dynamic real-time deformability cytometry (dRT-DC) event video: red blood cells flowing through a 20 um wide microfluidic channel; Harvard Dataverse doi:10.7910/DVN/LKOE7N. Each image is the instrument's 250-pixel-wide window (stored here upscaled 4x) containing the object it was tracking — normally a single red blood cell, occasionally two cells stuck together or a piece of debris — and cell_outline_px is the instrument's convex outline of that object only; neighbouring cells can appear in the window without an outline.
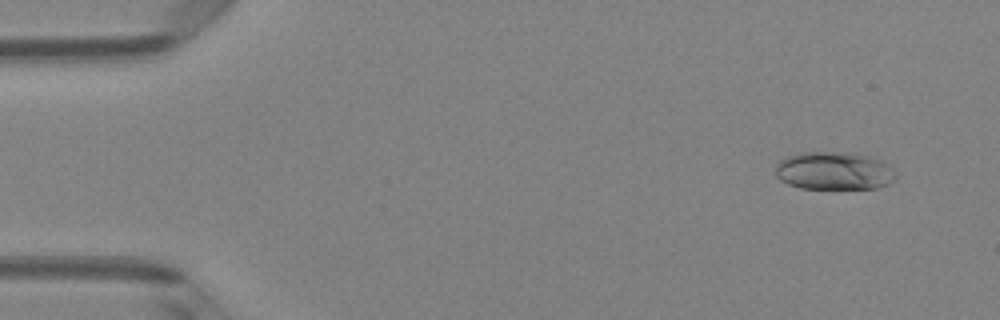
{"species": "Egyptian fruit bat (a non-hibernating species)", "species_latin": "Rousettus aegyptiacus", "temperature_condition": "room temperature", "stored_images_in_passage": 11, "camera_frame_rate_fps": 3000, "um_per_image_px": 0.085, "animal": {"sex": "female"}, "frame": {"image": 1, "passage_image": 4, "time_ms": 1.0, "image_size_px": [1000, 320], "cell_outline_px": [[896, 176], [888, 184], [876, 188], [800, 188], [788, 184], [780, 180], [776, 176], [776, 164], [780, 160], [788, 156], [800, 152], [852, 152], [868, 156], [880, 160], [888, 164]], "centroid_in_image_um": [70.86, 14.51], "position_along_channel_um": 14.1, "area_um2": 26.59}}